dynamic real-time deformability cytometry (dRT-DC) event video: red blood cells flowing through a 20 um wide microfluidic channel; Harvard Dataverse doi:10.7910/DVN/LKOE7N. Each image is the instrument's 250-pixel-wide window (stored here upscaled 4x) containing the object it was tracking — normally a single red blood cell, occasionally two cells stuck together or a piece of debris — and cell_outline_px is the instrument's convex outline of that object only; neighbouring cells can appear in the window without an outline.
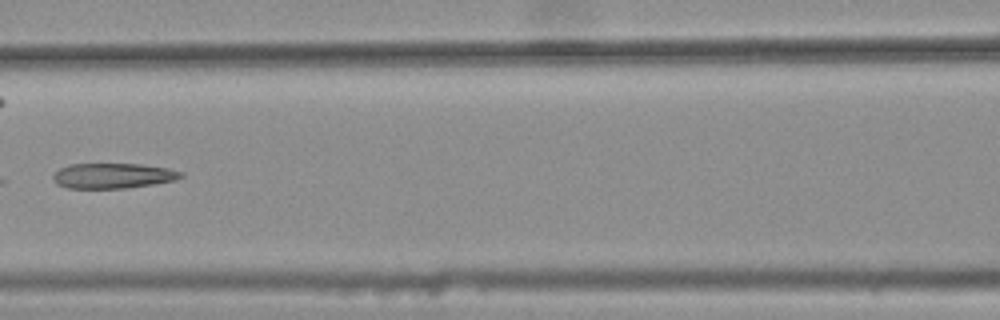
{"species": "common noctule bat (a hibernating species)", "species_latin": "Nyctalus noctula", "temperature_condition": "warm", "stored_images_in_passage": 6, "camera_frame_rate_fps": 3000, "um_per_image_px": 0.085, "animal": {"sex": "female", "body_mass_g": 25.1}, "frame": {"image": 1, "passage_image": 6, "time_ms": 1.667, "image_size_px": [1000, 320], "cell_outline_px": [[184, 176], [176, 180], [128, 188], [68, 188], [56, 184], [52, 180], [52, 176], [60, 168], [68, 164], [140, 164], [168, 168], [184, 172]], "centroid_in_image_um": [9.6, 14.94], "position_along_channel_um": 157.0, "area_um2": 18.9}}